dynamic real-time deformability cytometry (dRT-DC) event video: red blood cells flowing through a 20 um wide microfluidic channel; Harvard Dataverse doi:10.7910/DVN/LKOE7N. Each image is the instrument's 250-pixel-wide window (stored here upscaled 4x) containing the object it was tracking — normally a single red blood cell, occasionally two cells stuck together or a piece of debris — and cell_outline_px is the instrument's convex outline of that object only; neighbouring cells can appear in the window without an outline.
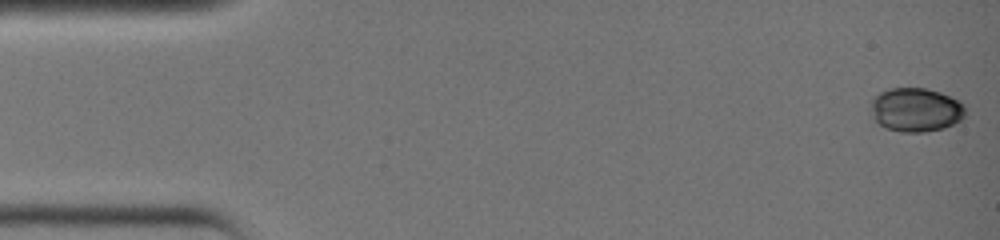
{"species": "common noctule bat (a hibernating species)", "species_latin": "Nyctalus noctula", "temperature_condition": "warm", "stored_images_in_passage": 37, "camera_frame_rate_fps": 3000, "um_per_image_px": 0.085, "animal": {"sex": "female", "body_mass_g": 19.0, "forearm_length_mm": 51.5}, "frame": {"image": 1, "passage_image": 1, "time_ms": 0.0, "image_size_px": [1000, 240], "cell_outline_px": [[964, 116], [960, 120], [952, 124], [940, 128], [916, 132], [908, 132], [888, 128], [880, 124], [876, 120], [872, 108], [872, 100], [880, 92], [892, 88], [924, 88], [940, 92], [956, 100], [964, 108]], "centroid_in_image_um": [77.84, 9.31], "position_along_channel_um": 7.2, "area_um2": 23.24}}
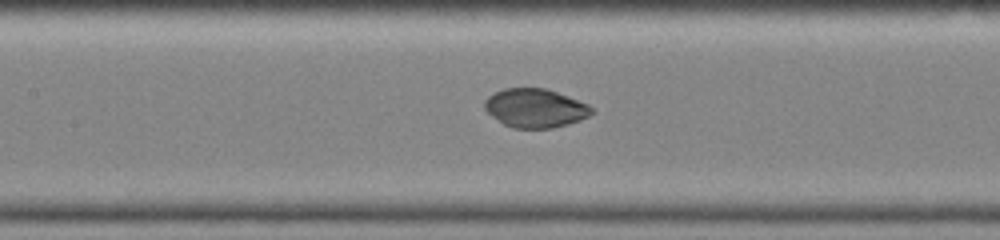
{"frame": {"image": 2, "passage_image": 18, "time_ms": 5.667, "image_size_px": [1000, 240], "cell_outline_px": [[596, 112], [580, 120], [568, 124], [552, 128], [512, 128], [504, 124], [492, 116], [484, 108], [484, 100], [492, 92], [504, 88], [544, 88], [568, 96], [588, 104]], "centroid_in_image_um": [45.48, 9.19], "position_along_channel_um": 161.9, "area_um2": 24.28}}
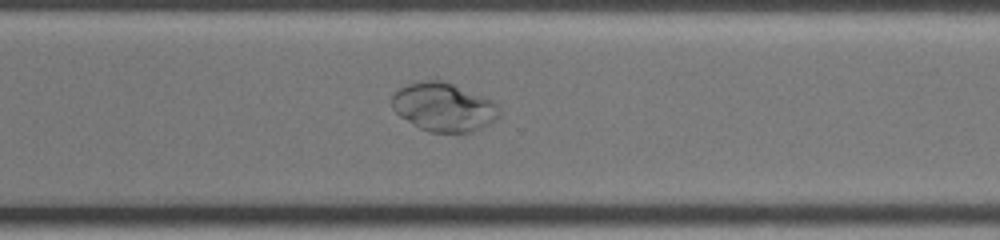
{"frame": {"image": 3, "passage_image": 28, "time_ms": 9.0, "image_size_px": [1000, 240], "cell_outline_px": [[500, 116], [488, 124], [472, 132], [460, 136], [428, 132], [420, 128], [400, 116], [392, 108], [392, 96], [400, 88], [408, 84], [420, 80], [444, 80], [492, 100], [500, 108]], "centroid_in_image_um": [37.73, 9.14], "position_along_channel_um": 332.9, "area_um2": 30.92}}